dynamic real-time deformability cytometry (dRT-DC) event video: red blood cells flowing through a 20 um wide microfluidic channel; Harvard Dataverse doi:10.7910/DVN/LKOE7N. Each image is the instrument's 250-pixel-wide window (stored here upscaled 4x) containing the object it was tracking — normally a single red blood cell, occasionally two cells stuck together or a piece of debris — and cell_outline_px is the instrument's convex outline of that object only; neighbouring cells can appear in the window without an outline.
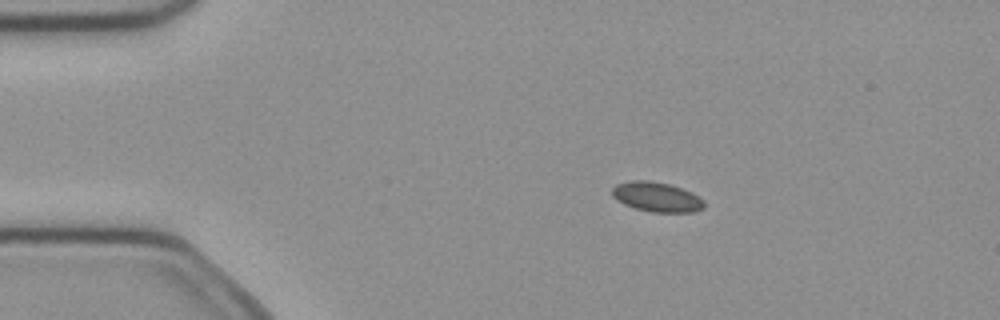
{"species": "common noctule bat (a hibernating species)", "species_latin": "Nyctalus noctula", "temperature_condition": "cold", "stored_images_in_passage": 6, "camera_frame_rate_fps": 3000, "um_per_image_px": 0.085, "animal": {"sex": "female", "body_mass_g": 21.9}, "frame": {"image": 1, "passage_image": 1, "time_ms": 0.0, "image_size_px": [1000, 320], "cell_outline_px": [[704, 208], [692, 212], [652, 212], [636, 208], [624, 204], [616, 200], [612, 196], [612, 188], [616, 184], [628, 180], [648, 180], [668, 184], [692, 192], [704, 200]], "centroid_in_image_um": [55.8, 16.73], "position_along_channel_um": 29.2, "area_um2": 15.95}}
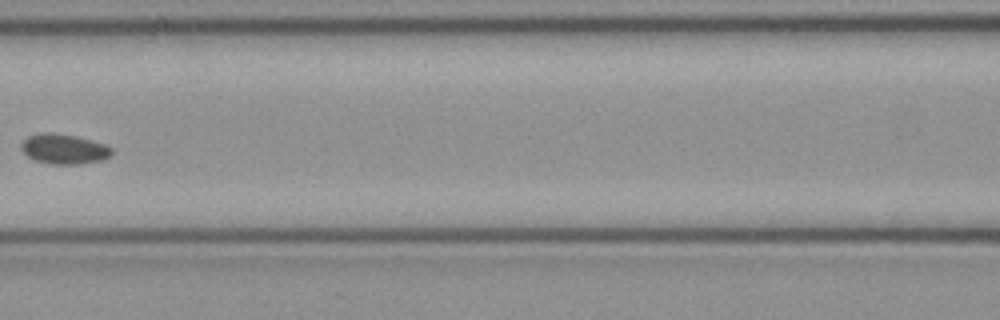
{"frame": {"image": 2, "passage_image": 5, "time_ms": 1.333, "image_size_px": [1000, 320], "cell_outline_px": [[112, 156], [104, 160], [80, 164], [48, 164], [36, 160], [28, 156], [20, 148], [20, 144], [28, 136], [40, 132], [56, 132], [104, 144], [112, 148]], "centroid_in_image_um": [5.43, 12.67], "position_along_channel_um": 161.2, "area_um2": 15.84}}
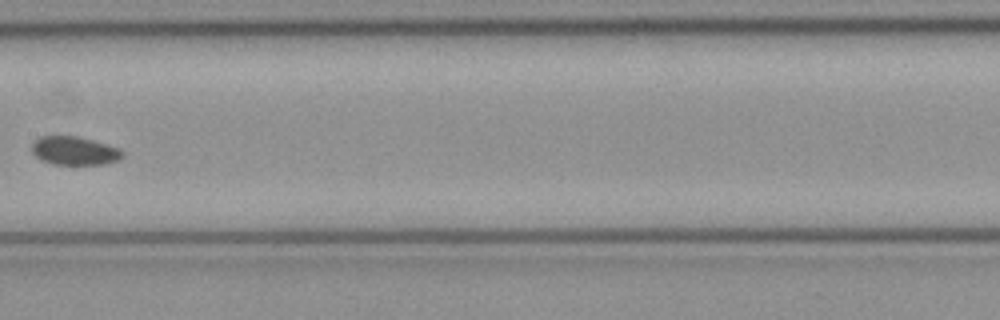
{"frame": {"image": 3, "passage_image": 6, "time_ms": 1.667, "image_size_px": [1000, 320], "cell_outline_px": [[124, 156], [120, 160], [104, 164], [52, 164], [40, 160], [32, 152], [32, 144], [40, 136], [76, 136], [92, 140], [120, 148], [124, 152]], "centroid_in_image_um": [6.35, 12.82], "position_along_channel_um": 201.0, "area_um2": 15.09}}